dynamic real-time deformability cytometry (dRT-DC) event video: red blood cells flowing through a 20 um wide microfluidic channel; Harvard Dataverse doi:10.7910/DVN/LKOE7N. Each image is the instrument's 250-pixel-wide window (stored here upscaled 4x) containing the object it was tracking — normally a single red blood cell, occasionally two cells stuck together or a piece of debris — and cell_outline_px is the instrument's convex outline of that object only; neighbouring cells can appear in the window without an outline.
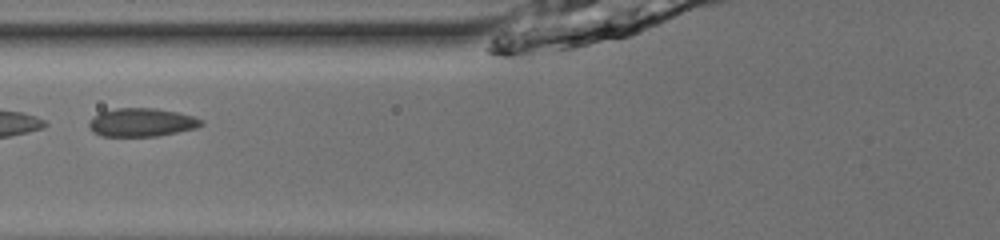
{"species": "common noctule bat (a hibernating species)", "species_latin": "Nyctalus noctula", "temperature_condition": "room temperature", "stored_images_in_passage": 35, "camera_frame_rate_fps": 3000, "um_per_image_px": 0.085, "animal": {"sex": "male", "body_mass_g": 13.0, "forearm_length_mm": 53.1}, "frame": {"image": 1, "passage_image": 7, "time_ms": 2.0, "image_size_px": [1000, 240], "cell_outline_px": [[204, 124], [196, 128], [156, 136], [100, 136], [92, 132], [88, 124], [88, 120], [92, 116], [100, 112], [116, 108], [152, 108], [176, 112], [192, 116], [204, 120]], "centroid_in_image_um": [11.99, 10.4], "position_along_channel_um": 113.8, "area_um2": 18.61}}
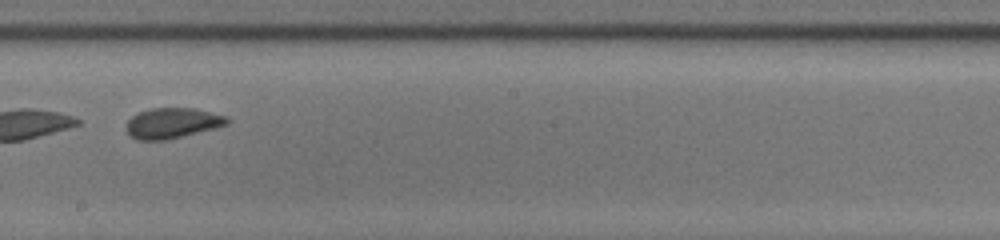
{"frame": {"image": 2, "passage_image": 16, "time_ms": 5.0, "image_size_px": [1000, 240], "cell_outline_px": [[232, 120], [228, 124], [168, 140], [136, 140], [128, 136], [128, 120], [132, 116], [140, 112], [152, 108], [196, 108], [228, 116]], "centroid_in_image_um": [14.68, 10.46], "position_along_channel_um": 233.5, "area_um2": 17.92}}
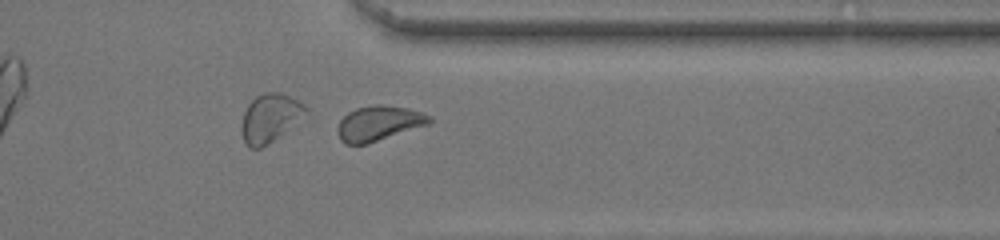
{"frame": {"image": 3, "passage_image": 27, "time_ms": 8.667, "image_size_px": [1000, 240], "cell_outline_px": [[432, 124], [364, 144], [344, 144], [340, 140], [336, 132], [336, 128], [340, 120], [348, 112], [356, 108], [376, 104], [380, 104], [408, 108], [432, 116]], "centroid_in_image_um": [32.2, 10.47], "position_along_channel_um": 379.2, "area_um2": 18.84}, "authors_computed_cell_mechanics": {"area_um2": 18.3804, "velocity_mm_per_s": 3.9948, "shape_relaxation_time_tau1_ms": 5.2355, "shape_relaxation_time_tau2_ms": 0.7811, "deformation_change_tau1": 0.0883, "deformation_change_tau2": 0.044}}